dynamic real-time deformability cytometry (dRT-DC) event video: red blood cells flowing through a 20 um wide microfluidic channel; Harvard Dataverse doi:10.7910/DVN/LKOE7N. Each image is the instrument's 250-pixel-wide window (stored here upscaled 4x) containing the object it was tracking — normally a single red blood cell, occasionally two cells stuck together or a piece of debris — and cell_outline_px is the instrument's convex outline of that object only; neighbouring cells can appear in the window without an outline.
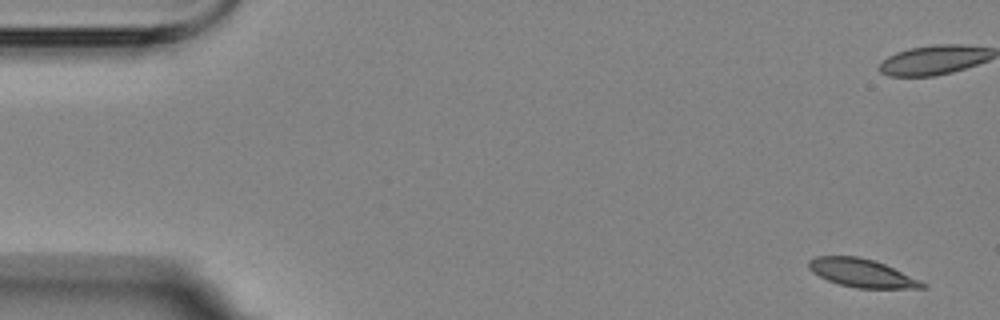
{"species": "Egyptian fruit bat (a non-hibernating species)", "species_latin": "Rousettus aegyptiacus", "temperature_condition": "room temperature", "stored_images_in_passage": 10, "segment_of_instrument_passage": [1, 2], "camera_frame_rate_fps": 3000, "um_per_image_px": 0.085, "animal": {"sex": "female"}, "frame": {"image": 1, "passage_image": 1, "time_ms": 0.0, "image_size_px": [1000, 320], "cell_outline_px": [[928, 288], [856, 288], [840, 284], [828, 280], [812, 272], [808, 268], [808, 260], [816, 256], [856, 256], [872, 260], [884, 264], [920, 280], [928, 284]], "centroid_in_image_um": [73.25, 23.21], "position_along_channel_um": 11.7, "area_um2": 18.55}}
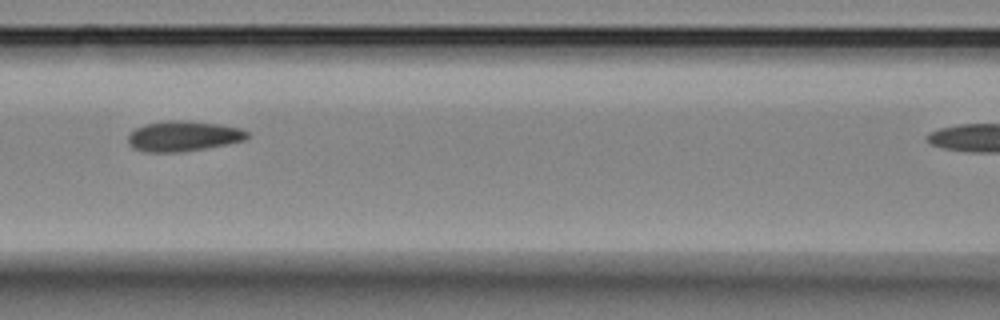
{"frame": {"image": 2, "passage_image": 7, "time_ms": 8.333, "image_size_px": [1000, 320], "cell_outline_px": [[252, 136], [244, 140], [204, 148], [180, 152], [148, 152], [132, 148], [128, 144], [128, 136], [136, 128], [144, 124], [164, 120], [188, 120], [220, 124], [240, 128], [248, 132]], "centroid_in_image_um": [15.57, 11.55], "position_along_channel_um": 151.0, "area_um2": 21.15}}
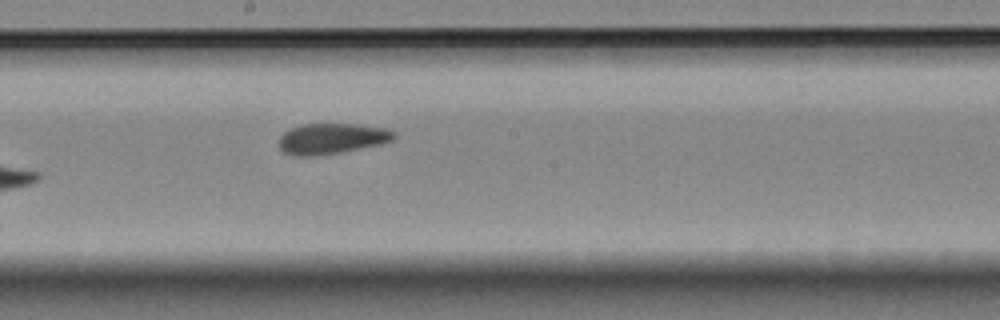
{"frame": {"image": 3, "passage_image": 9, "time_ms": 10.333, "image_size_px": [1000, 320], "cell_outline_px": [[396, 136], [392, 140], [380, 144], [340, 152], [312, 156], [292, 156], [284, 152], [280, 148], [280, 136], [284, 132], [300, 124], [356, 124], [384, 128], [396, 132]], "centroid_in_image_um": [28.18, 11.78], "position_along_channel_um": 220.0, "area_um2": 20.4}}